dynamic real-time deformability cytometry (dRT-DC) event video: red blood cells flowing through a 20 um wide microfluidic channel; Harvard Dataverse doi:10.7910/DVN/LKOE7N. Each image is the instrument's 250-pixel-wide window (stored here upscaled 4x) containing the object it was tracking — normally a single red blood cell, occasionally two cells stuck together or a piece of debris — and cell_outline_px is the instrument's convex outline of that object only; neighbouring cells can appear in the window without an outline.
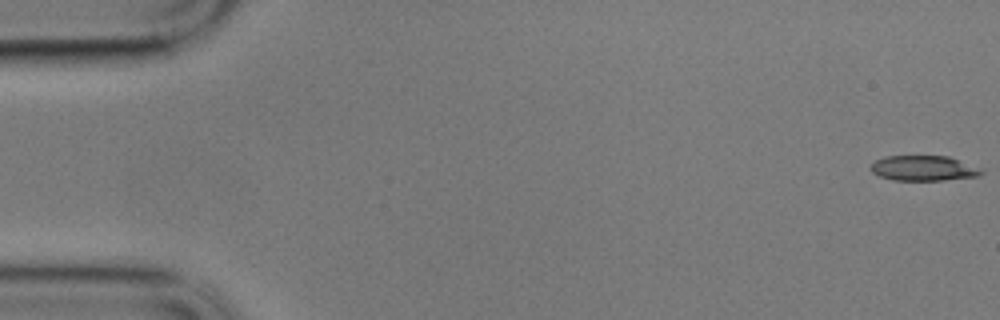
{"species": "common noctule bat (a hibernating species)", "species_latin": "Nyctalus noctula", "temperature_condition": "cold", "stored_images_in_passage": 59, "camera_frame_rate_fps": 3000, "um_per_image_px": 0.085, "animal": {"sex": "male", "body_mass_g": 17.9}, "frame": {"image": 1, "passage_image": 1, "time_ms": 0.0, "image_size_px": [1000, 320], "cell_outline_px": [[984, 172], [976, 176], [944, 180], [892, 180], [880, 176], [872, 172], [868, 168], [876, 160], [884, 156], [948, 156], [984, 168]], "centroid_in_image_um": [78.52, 14.29], "position_along_channel_um": 6.5, "area_um2": 16.36}}
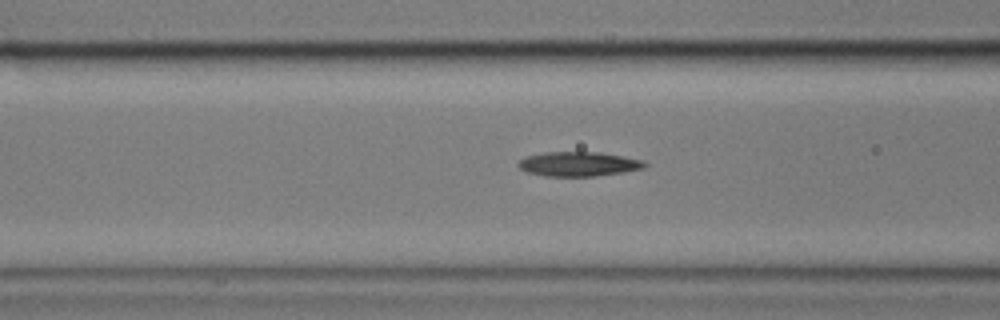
{"frame": {"image": 2, "passage_image": 23, "time_ms": 7.333, "image_size_px": [1000, 320], "cell_outline_px": [[648, 164], [644, 168], [624, 172], [592, 176], [544, 176], [528, 172], [520, 168], [516, 164], [524, 156], [544, 152], [600, 152], [624, 156], [644, 160]], "centroid_in_image_um": [49.18, 13.93], "position_along_channel_um": 117.4, "area_um2": 18.15}}
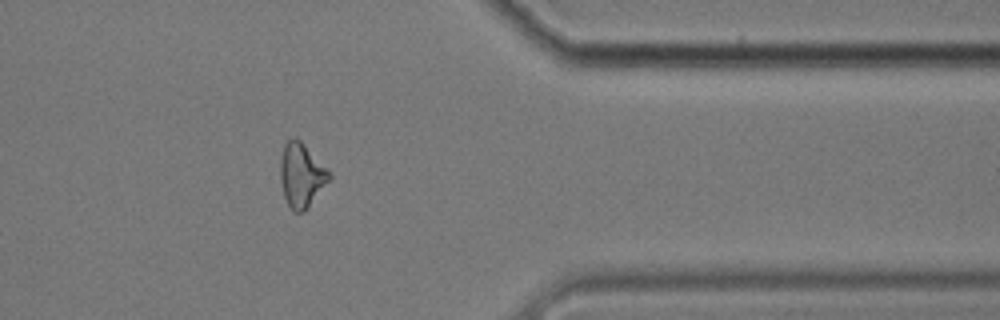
{"frame": {"image": 3, "passage_image": 48, "time_ms": 15.667, "image_size_px": [1000, 320], "cell_outline_px": [[332, 176], [308, 208], [304, 212], [292, 212], [284, 196], [280, 180], [280, 160], [284, 144], [292, 136], [296, 136], [332, 172]], "centroid_in_image_um": [25.63, 14.88], "position_along_channel_um": 385.8, "area_um2": 18.5}, "authors_computed_cell_mechanics": {"area_um2": 17.9758, "velocity_mm_per_s": 3.4019, "shape_relaxation_time_tau1_ms": 5.6796, "shape_relaxation_time_tau2_ms": 6.4868, "deformation_change_tau1": 0.1441, "deformation_change_tau2": 0.1691}}